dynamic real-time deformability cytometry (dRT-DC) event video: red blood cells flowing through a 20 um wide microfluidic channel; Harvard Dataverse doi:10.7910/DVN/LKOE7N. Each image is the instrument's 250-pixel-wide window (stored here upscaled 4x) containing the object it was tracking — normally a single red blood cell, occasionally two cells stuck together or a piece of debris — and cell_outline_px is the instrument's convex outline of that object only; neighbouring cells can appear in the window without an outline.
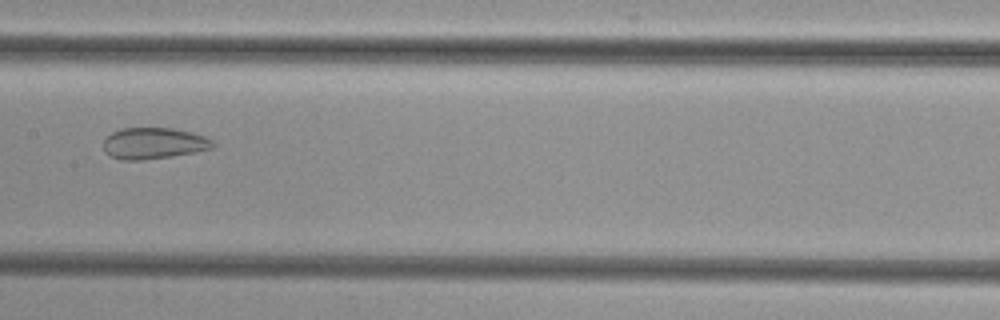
{"species": "common noctule bat (a hibernating species)", "species_latin": "Nyctalus noctula", "temperature_condition": "cold", "stored_images_in_passage": 6, "camera_frame_rate_fps": 3000, "um_per_image_px": 0.085, "animal": {"sex": "female", "body_mass_g": 29.2, "forearm_length_mm": 56.3}, "frame": {"image": 1, "passage_image": 6, "time_ms": 1.667, "image_size_px": [1000, 320], "cell_outline_px": [[216, 144], [212, 148], [196, 152], [172, 156], [144, 160], [120, 160], [112, 156], [104, 148], [104, 140], [112, 132], [120, 128], [172, 128], [192, 132], [208, 136]], "centroid_in_image_um": [13.12, 12.17], "position_along_channel_um": 194.3, "area_um2": 20.06}}